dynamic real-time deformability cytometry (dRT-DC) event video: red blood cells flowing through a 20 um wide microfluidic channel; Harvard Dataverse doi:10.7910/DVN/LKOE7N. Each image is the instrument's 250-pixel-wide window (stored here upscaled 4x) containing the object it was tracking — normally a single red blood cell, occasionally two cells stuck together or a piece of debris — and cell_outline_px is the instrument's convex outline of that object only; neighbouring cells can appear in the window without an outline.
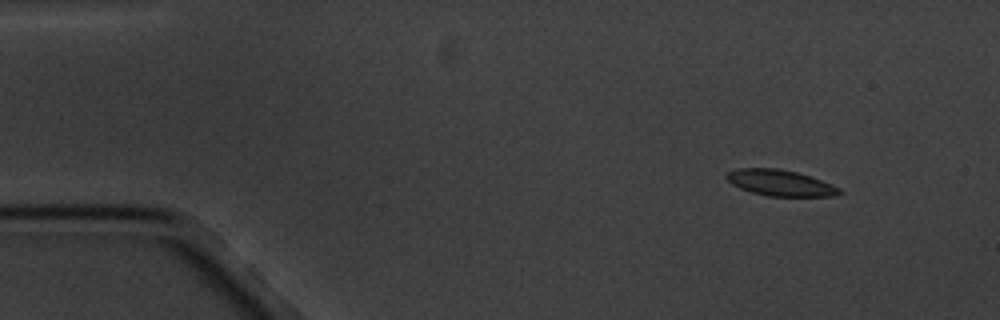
{"species": "common noctule bat (a hibernating species)", "species_latin": "Nyctalus noctula", "temperature_condition": "cold", "stored_images_in_passage": 4, "camera_frame_rate_fps": 3000, "um_per_image_px": 0.085, "animal": {"sex": "male", "body_mass_g": 20.1, "forearm_length_mm": 53.5}, "frame": {"image": 1, "passage_image": 1, "time_ms": 0.0, "image_size_px": [1000, 320], "cell_outline_px": [[844, 192], [836, 196], [768, 196], [752, 192], [740, 188], [732, 184], [724, 176], [728, 172], [736, 168], [776, 168], [796, 172], [820, 180], [840, 188]], "centroid_in_image_um": [66.31, 15.55], "position_along_channel_um": 18.7, "area_um2": 16.99}}
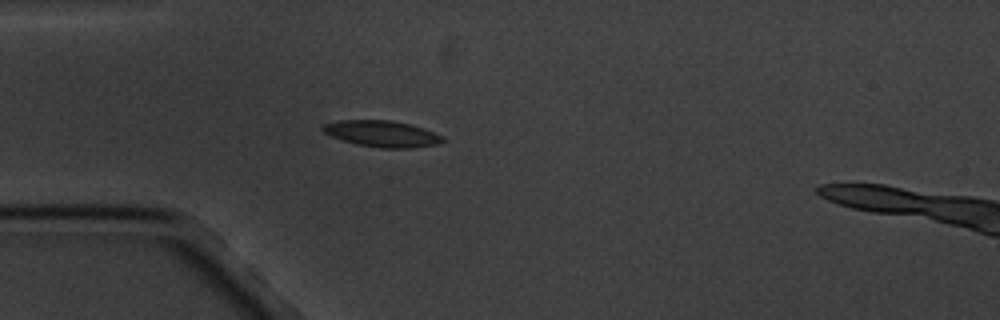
{"frame": {"image": 2, "passage_image": 4, "time_ms": 3.333, "image_size_px": [1000, 320], "cell_outline_px": [[444, 140], [440, 144], [412, 148], [380, 148], [356, 144], [332, 136], [324, 132], [320, 128], [324, 124], [340, 120], [392, 120], [424, 128], [444, 136]], "centroid_in_image_um": [32.51, 11.37], "position_along_channel_um": 52.5, "area_um2": 18.38}}